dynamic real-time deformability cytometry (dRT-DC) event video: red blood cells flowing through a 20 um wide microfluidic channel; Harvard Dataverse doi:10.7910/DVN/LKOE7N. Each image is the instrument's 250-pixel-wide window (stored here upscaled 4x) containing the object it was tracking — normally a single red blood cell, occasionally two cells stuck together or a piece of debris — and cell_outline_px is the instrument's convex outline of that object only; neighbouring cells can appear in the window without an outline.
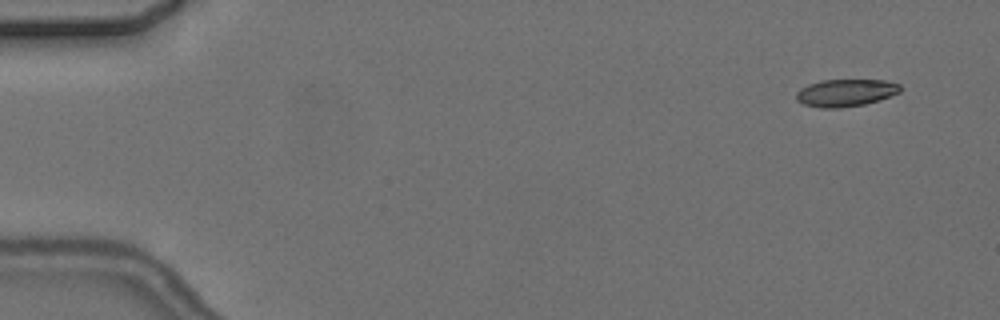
{"species": "common noctule bat (a hibernating species)", "species_latin": "Nyctalus noctula", "temperature_condition": "cold", "stored_images_in_passage": 4, "camera_frame_rate_fps": 3000, "um_per_image_px": 0.085, "animal": {"sex": "female", "body_mass_g": 24.6, "forearm_length_mm": 56.2}, "frame": {"image": 1, "passage_image": 1, "time_ms": 0.0, "image_size_px": [1000, 320], "cell_outline_px": [[900, 92], [880, 100], [864, 104], [840, 108], [820, 108], [804, 104], [796, 100], [796, 92], [800, 88], [808, 84], [820, 80], [884, 80], [900, 84]], "centroid_in_image_um": [71.86, 7.88], "position_along_channel_um": 13.1, "area_um2": 16.65}}